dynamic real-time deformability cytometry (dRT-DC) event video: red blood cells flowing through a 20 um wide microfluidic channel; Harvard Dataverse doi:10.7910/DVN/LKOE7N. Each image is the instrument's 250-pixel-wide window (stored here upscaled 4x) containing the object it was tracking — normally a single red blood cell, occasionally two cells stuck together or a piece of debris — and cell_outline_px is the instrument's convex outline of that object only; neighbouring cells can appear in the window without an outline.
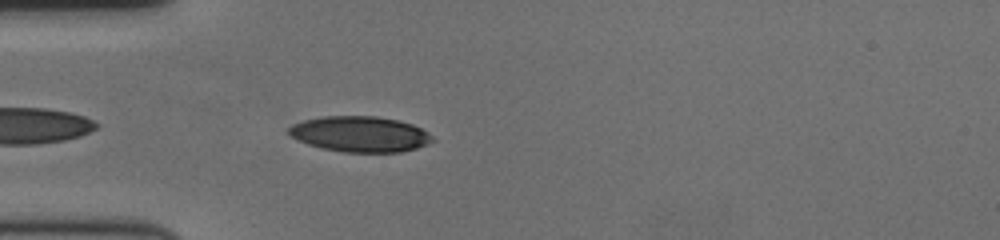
{"species": "human", "species_latin": "Homo sapiens", "temperature_condition": "cold", "stored_images_in_passage": 31, "camera_frame_rate_fps": 3000, "um_per_image_px": 0.085, "donor": {"sex": "female"}, "frame": {"image": 1, "passage_image": 3, "time_ms": 0.667, "image_size_px": [1000, 240], "cell_outline_px": [[436, 140], [428, 144], [416, 148], [400, 152], [344, 152], [320, 148], [308, 144], [292, 136], [288, 132], [288, 128], [292, 124], [304, 120], [324, 116], [376, 116], [396, 120], [412, 124], [428, 132]], "centroid_in_image_um": [30.62, 11.4], "position_along_channel_um": 54.4, "area_um2": 29.77}}
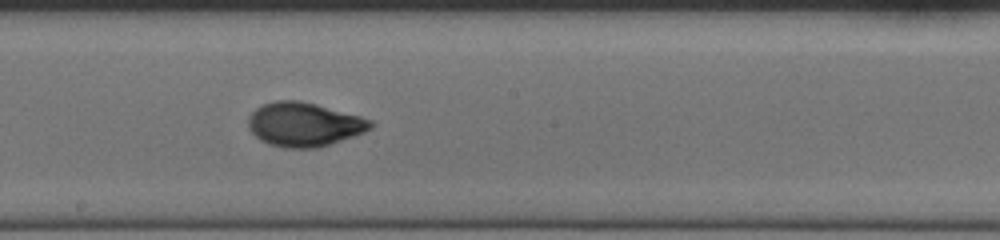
{"frame": {"image": 2, "passage_image": 18, "time_ms": 5.667, "image_size_px": [1000, 240], "cell_outline_px": [[376, 124], [372, 128], [364, 132], [316, 148], [284, 148], [268, 144], [260, 140], [248, 128], [248, 116], [260, 104], [276, 100], [300, 100], [316, 104], [360, 116], [372, 120]], "centroid_in_image_um": [25.82, 10.56], "position_along_channel_um": 222.4, "area_um2": 31.44}}
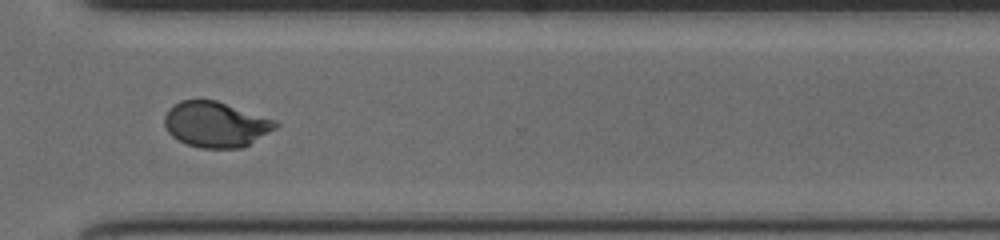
{"frame": {"image": 3, "passage_image": 29, "time_ms": 9.333, "image_size_px": [1000, 240], "cell_outline_px": [[280, 124], [276, 128], [244, 148], [200, 148], [188, 144], [172, 136], [168, 132], [164, 124], [164, 116], [168, 108], [172, 104], [180, 100], [216, 100], [276, 120]], "centroid_in_image_um": [18.34, 10.57], "position_along_channel_um": 352.3, "area_um2": 29.59}, "authors_computed_cell_mechanics": {"area_um2": 30.1716, "velocity_mm_per_s": 3.5318, "shape_relaxation_time_tau1_ms": 3.7604, "shape_relaxation_time_tau2_ms": 1.0692, "deformation_change_tau1": 0.1865, "deformation_change_tau2": 0.0546}}